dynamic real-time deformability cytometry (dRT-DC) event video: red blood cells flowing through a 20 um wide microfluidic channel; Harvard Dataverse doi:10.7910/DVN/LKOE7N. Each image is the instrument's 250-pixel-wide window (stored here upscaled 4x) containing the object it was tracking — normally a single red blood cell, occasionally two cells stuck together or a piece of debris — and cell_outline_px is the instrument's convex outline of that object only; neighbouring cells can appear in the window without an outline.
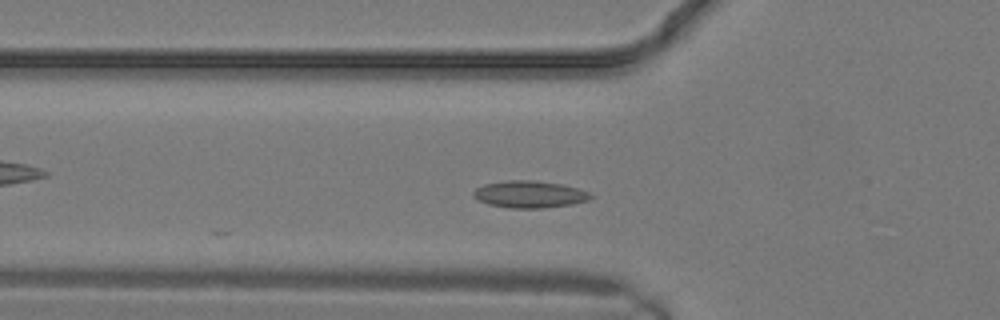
{"species": "common noctule bat (a hibernating species)", "species_latin": "Nyctalus noctula", "temperature_condition": "warm", "stored_images_in_passage": 15, "camera_frame_rate_fps": 3000, "um_per_image_px": 0.085, "animal": {"sex": "male", "body_mass_g": 19.2, "forearm_length_mm": 51.8}, "frame": {"image": 1, "passage_image": 6, "time_ms": 1.667, "image_size_px": [1000, 320], "cell_outline_px": [[592, 196], [588, 200], [572, 204], [540, 208], [508, 208], [488, 204], [480, 200], [472, 192], [476, 188], [484, 184], [504, 180], [536, 180], [560, 184], [576, 188], [588, 192]], "centroid_in_image_um": [44.99, 16.51], "position_along_channel_um": 80.8, "area_um2": 18.26}}
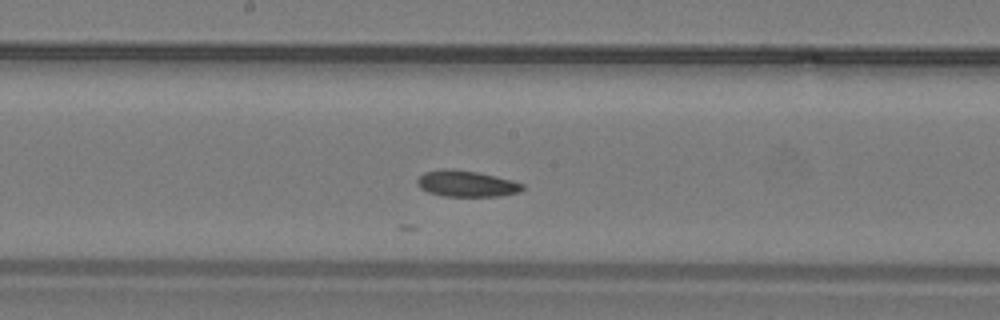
{"frame": {"image": 2, "passage_image": 11, "time_ms": 3.333, "image_size_px": [1000, 320], "cell_outline_px": [[524, 188], [520, 192], [500, 196], [444, 196], [428, 192], [420, 188], [416, 184], [416, 180], [424, 172], [444, 168], [476, 172], [512, 180], [524, 184]], "centroid_in_image_um": [39.63, 15.62], "position_along_channel_um": 208.6, "area_um2": 16.01}}
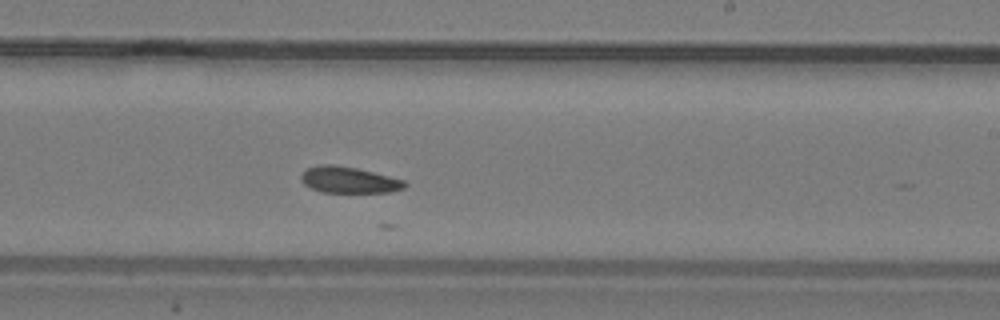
{"frame": {"image": 3, "passage_image": 13, "time_ms": 4.0, "image_size_px": [1000, 320], "cell_outline_px": [[408, 184], [404, 188], [388, 192], [324, 192], [312, 188], [304, 184], [300, 176], [308, 168], [320, 164], [332, 164], [356, 168], [404, 180]], "centroid_in_image_um": [29.66, 15.29], "position_along_channel_um": 259.3, "area_um2": 15.61}}